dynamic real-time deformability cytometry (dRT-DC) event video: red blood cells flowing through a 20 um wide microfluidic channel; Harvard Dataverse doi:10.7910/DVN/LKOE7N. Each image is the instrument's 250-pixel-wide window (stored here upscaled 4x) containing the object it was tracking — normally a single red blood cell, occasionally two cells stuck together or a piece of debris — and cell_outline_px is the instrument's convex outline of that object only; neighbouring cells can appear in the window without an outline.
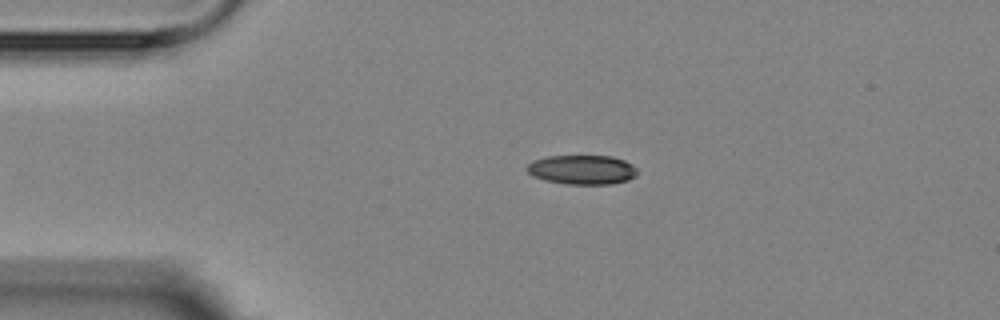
{"species": "Egyptian fruit bat (a non-hibernating species)", "species_latin": "Rousettus aegyptiacus", "temperature_condition": "room temperature", "stored_images_in_passage": 6, "segment_of_instrument_passage": [1, 2], "camera_frame_rate_fps": 3000, "um_per_image_px": 0.085, "animal": {"sex": "female"}, "frame": {"image": 1, "passage_image": 4, "time_ms": 3.333, "image_size_px": [1000, 320], "cell_outline_px": [[636, 176], [628, 180], [608, 184], [568, 184], [544, 180], [532, 176], [524, 168], [532, 160], [548, 156], [612, 156], [624, 160], [632, 164], [636, 168]], "centroid_in_image_um": [49.45, 14.42], "position_along_channel_um": 35.6, "area_um2": 18.96}}